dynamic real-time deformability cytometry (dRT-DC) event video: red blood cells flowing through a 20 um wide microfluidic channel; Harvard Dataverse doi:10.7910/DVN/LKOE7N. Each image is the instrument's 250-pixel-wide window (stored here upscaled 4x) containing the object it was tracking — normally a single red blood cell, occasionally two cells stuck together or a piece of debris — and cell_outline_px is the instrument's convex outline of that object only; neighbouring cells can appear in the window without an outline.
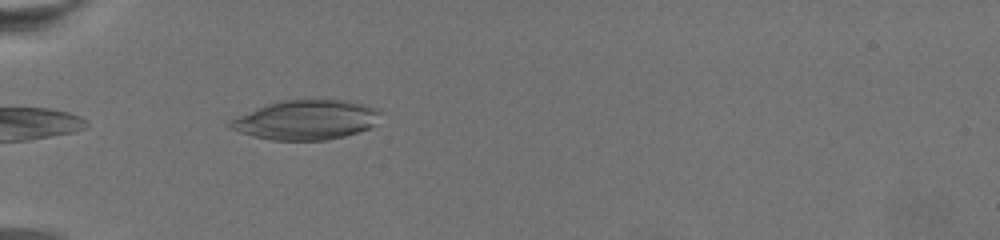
{"species": "common noctule bat (a hibernating species)", "species_latin": "Nyctalus noctula", "temperature_condition": "warm", "stored_images_in_passage": 6, "camera_frame_rate_fps": 3000, "um_per_image_px": 0.085, "animal": {"sex": "female", "body_mass_g": 19.5, "forearm_length_mm": 54.1}, "frame": {"image": 1, "passage_image": 1, "time_ms": 0.0, "image_size_px": [1000, 240], "cell_outline_px": [[380, 112], [376, 124], [368, 128], [344, 136], [324, 140], [272, 140], [252, 136], [228, 128], [224, 124], [228, 120], [264, 104], [280, 100], [304, 96], [324, 96], [348, 100], [364, 104], [376, 108]], "centroid_in_image_um": [25.97, 10.12], "position_along_channel_um": 59.0, "area_um2": 36.13}}